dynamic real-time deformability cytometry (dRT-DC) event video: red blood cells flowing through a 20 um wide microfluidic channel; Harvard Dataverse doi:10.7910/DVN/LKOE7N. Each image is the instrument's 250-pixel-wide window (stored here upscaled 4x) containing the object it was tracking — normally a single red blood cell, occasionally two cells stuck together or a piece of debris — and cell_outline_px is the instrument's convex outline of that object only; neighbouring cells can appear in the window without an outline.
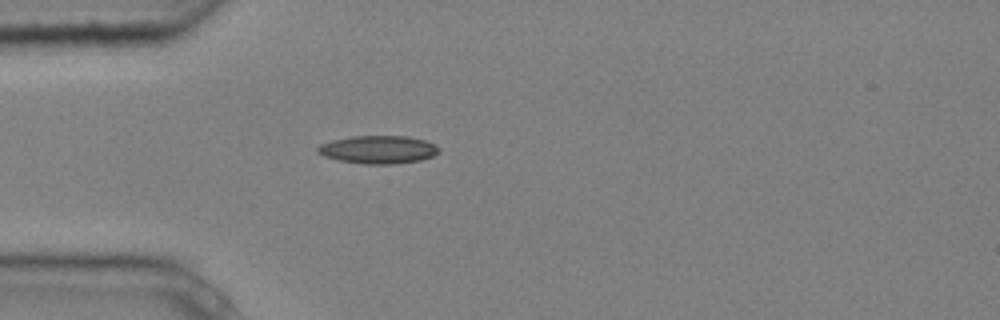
{"species": "common noctule bat (a hibernating species)", "species_latin": "Nyctalus noctula", "temperature_condition": "cold", "stored_images_in_passage": 1, "camera_frame_rate_fps": 3000, "um_per_image_px": 0.085, "animal": {"sex": "male", "body_mass_g": 20.4}, "frame": {"image": 1, "passage_image": 1, "time_ms": 0.0, "image_size_px": [1000, 320], "cell_outline_px": [[440, 152], [432, 156], [420, 160], [392, 164], [364, 164], [340, 160], [324, 156], [316, 152], [316, 148], [320, 144], [332, 140], [352, 136], [408, 136], [424, 140], [436, 144], [440, 148]], "centroid_in_image_um": [32.16, 12.71], "position_along_channel_um": 52.8, "area_um2": 19.83}}